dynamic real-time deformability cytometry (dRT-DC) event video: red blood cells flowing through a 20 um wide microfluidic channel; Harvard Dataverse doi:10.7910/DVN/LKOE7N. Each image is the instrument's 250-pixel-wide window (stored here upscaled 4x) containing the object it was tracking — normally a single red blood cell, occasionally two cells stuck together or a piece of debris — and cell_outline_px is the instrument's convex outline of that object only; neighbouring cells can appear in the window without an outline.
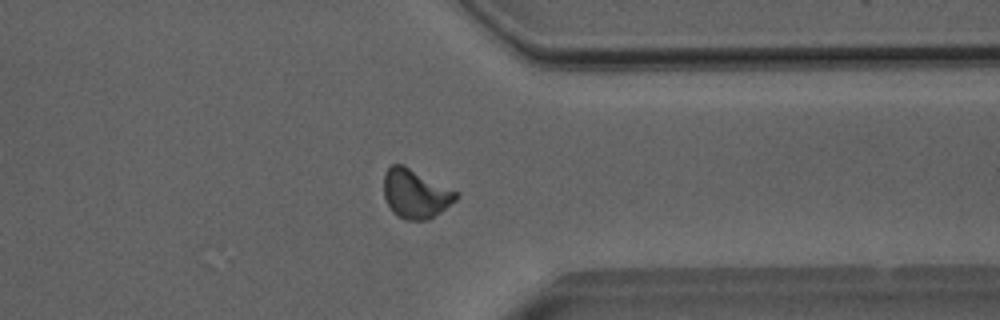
{"species": "Egyptian fruit bat (a non-hibernating species)", "species_latin": "Rousettus aegyptiacus", "temperature_condition": "room temperature", "stored_images_in_passage": 29, "camera_frame_rate_fps": 3000, "um_per_image_px": 0.085, "animal": {"sex": "male"}, "frame": {"image": 1, "passage_image": 25, "time_ms": 8.0, "image_size_px": [1000, 320], "cell_outline_px": [[460, 196], [456, 200], [440, 212], [428, 220], [404, 220], [392, 212], [384, 196], [384, 172], [392, 164], [404, 164], [460, 192]], "centroid_in_image_um": [35.34, 16.45], "position_along_channel_um": 376.1, "area_um2": 20.98}, "authors_computed_cell_mechanics": {"area_um2": 20.0566, "velocity_mm_per_s": 4.0089, "shape_relaxation_time_tau1_ms": 4.2956, "shape_relaxation_time_tau2_ms": 2.3675, "deformation_change_tau1": 0.1027, "deformation_change_tau2": 0.0677}}